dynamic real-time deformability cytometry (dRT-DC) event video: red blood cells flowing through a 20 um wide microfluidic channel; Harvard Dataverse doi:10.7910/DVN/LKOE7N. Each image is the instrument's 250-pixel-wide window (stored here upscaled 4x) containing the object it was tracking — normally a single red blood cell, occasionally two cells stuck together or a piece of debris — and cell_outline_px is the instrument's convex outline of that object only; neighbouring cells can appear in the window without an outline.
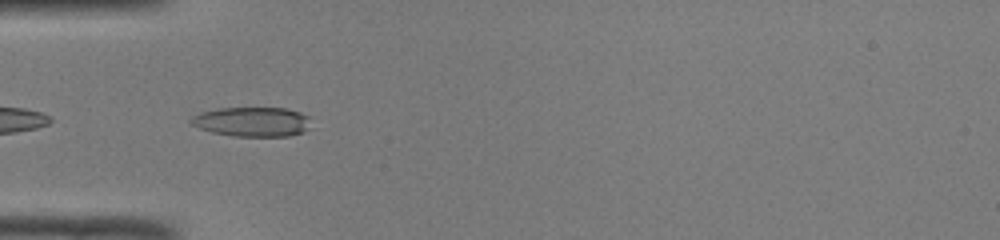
{"species": "common noctule bat (a hibernating species)", "species_latin": "Nyctalus noctula", "temperature_condition": "room temperature", "stored_images_in_passage": 34, "camera_frame_rate_fps": 3000, "um_per_image_px": 0.085, "animal": {"sex": "male", "body_mass_g": 19.0, "forearm_length_mm": 50.8}, "frame": {"image": 1, "passage_image": 3, "time_ms": 0.667, "image_size_px": [1000, 240], "cell_outline_px": [[308, 128], [304, 132], [288, 136], [232, 136], [212, 132], [200, 128], [192, 124], [188, 120], [192, 116], [200, 112], [216, 108], [284, 108], [300, 112], [308, 116]], "centroid_in_image_um": [21.4, 10.34], "position_along_channel_um": 63.6, "area_um2": 20.63}}
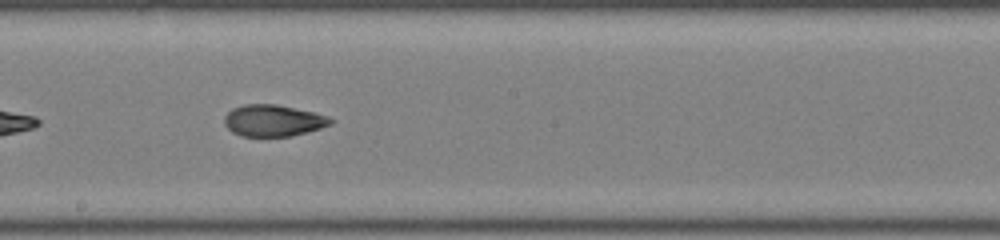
{"frame": {"image": 2, "passage_image": 15, "time_ms": 4.667, "image_size_px": [1000, 240], "cell_outline_px": [[336, 120], [332, 124], [308, 132], [288, 136], [240, 136], [232, 132], [224, 124], [224, 116], [232, 108], [244, 104], [276, 104], [312, 112], [328, 116]], "centroid_in_image_um": [23.22, 10.25], "position_along_channel_um": 225.0, "area_um2": 19.59}}
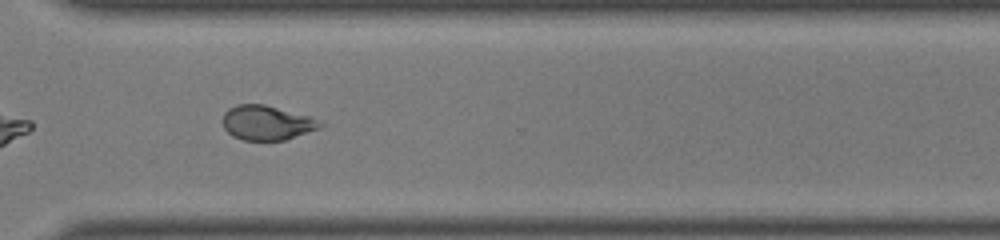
{"frame": {"image": 3, "passage_image": 24, "time_ms": 7.667, "image_size_px": [1000, 240], "cell_outline_px": [[324, 124], [320, 128], [284, 140], [240, 140], [232, 136], [224, 128], [224, 112], [228, 108], [236, 104], [264, 104], [308, 116]], "centroid_in_image_um": [22.64, 10.44], "position_along_channel_um": 348.0, "area_um2": 19.42}, "authors_computed_cell_mechanics": {"area_um2": 20.1722, "velocity_mm_per_s": 4.0885, "shape_relaxation_time_tau1_ms": null, "shape_relaxation_time_tau2_ms": 1.2199, "deformation_change_tau1": null, "deformation_change_tau2": 0.0586}}